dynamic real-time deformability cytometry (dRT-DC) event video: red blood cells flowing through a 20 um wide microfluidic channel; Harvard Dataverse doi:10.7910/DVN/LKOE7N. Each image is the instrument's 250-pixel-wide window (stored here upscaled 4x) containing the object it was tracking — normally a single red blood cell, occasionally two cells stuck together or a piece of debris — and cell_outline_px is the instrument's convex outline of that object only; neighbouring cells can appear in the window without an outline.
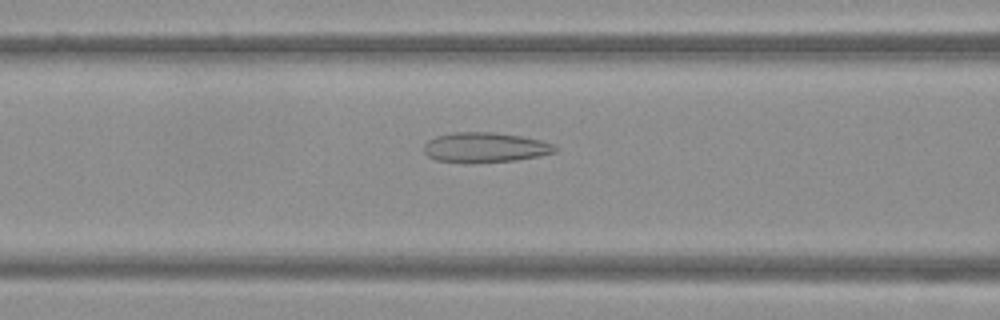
{"species": "Egyptian fruit bat (a non-hibernating species)", "species_latin": "Rousettus aegyptiacus", "temperature_condition": "warm", "stored_images_in_passage": 50, "camera_frame_rate_fps": 3000, "um_per_image_px": 0.085, "frame": {"image": 1, "passage_image": 21, "time_ms": 6.667, "image_size_px": [1000, 320], "cell_outline_px": [[560, 148], [556, 152], [540, 156], [516, 160], [472, 164], [464, 164], [436, 160], [428, 156], [424, 152], [424, 144], [428, 140], [436, 136], [452, 132], [496, 132], [520, 136], [540, 140], [552, 144]], "centroid_in_image_um": [41.22, 12.55], "position_along_channel_um": 125.4, "area_um2": 23.41}}
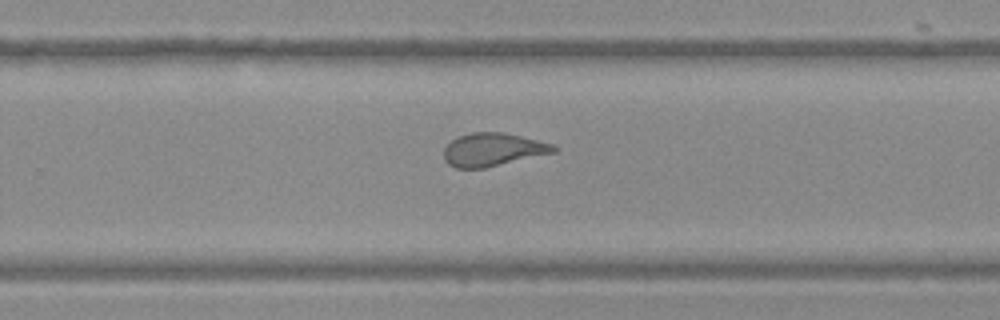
{"frame": {"image": 2, "passage_image": 33, "time_ms": 10.667, "image_size_px": [1000, 320], "cell_outline_px": [[556, 152], [484, 168], [456, 168], [448, 164], [444, 160], [444, 148], [456, 136], [472, 132], [504, 132], [552, 144], [556, 148]], "centroid_in_image_um": [41.85, 12.71], "position_along_channel_um": 288.0, "area_um2": 21.1}}
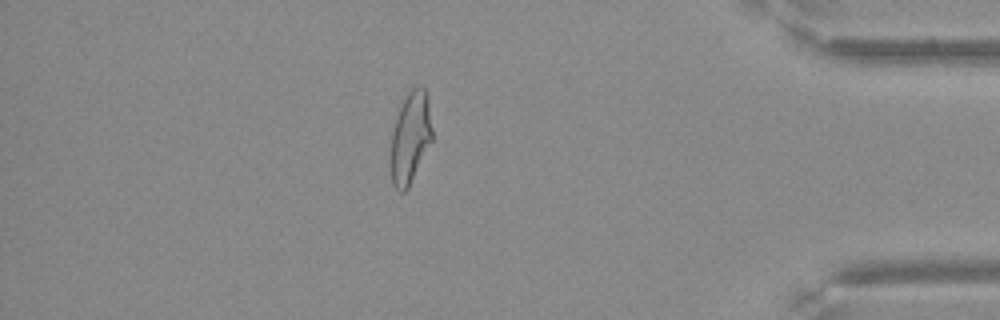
{"frame": {"image": 3, "passage_image": 44, "time_ms": 14.333, "image_size_px": [1000, 320], "cell_outline_px": [[432, 140], [408, 188], [404, 192], [400, 192], [392, 184], [388, 164], [392, 132], [396, 116], [404, 100], [412, 88], [424, 88], [428, 96], [432, 128]], "centroid_in_image_um": [34.84, 11.77], "position_along_channel_um": 400.4, "area_um2": 22.31}}